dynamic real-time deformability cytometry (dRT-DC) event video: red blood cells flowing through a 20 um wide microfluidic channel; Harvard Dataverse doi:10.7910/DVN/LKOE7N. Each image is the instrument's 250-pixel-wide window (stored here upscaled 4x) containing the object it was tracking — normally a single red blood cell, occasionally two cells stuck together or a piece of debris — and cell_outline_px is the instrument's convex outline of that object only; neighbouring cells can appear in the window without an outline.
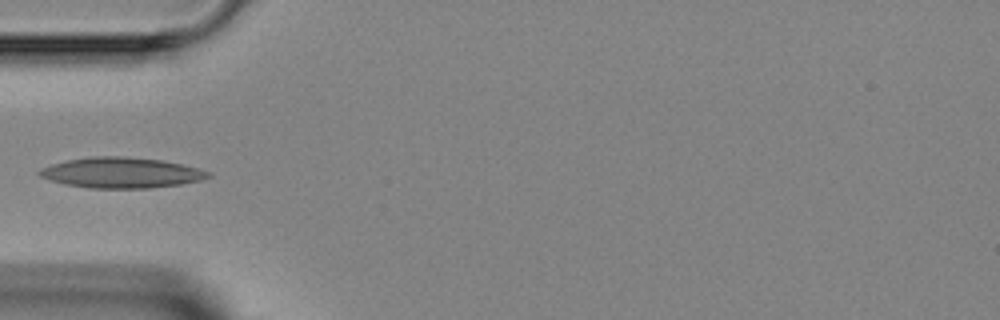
{"species": "Egyptian fruit bat (a non-hibernating species)", "species_latin": "Rousettus aegyptiacus", "temperature_condition": "room temperature", "stored_images_in_passage": 4, "camera_frame_rate_fps": 3000, "um_per_image_px": 0.085, "animal": {"sex": "female"}, "frame": {"image": 1, "passage_image": 4, "time_ms": 3.667, "image_size_px": [1000, 320], "cell_outline_px": [[212, 176], [200, 180], [180, 184], [148, 188], [88, 188], [64, 184], [40, 176], [36, 172], [40, 168], [52, 164], [68, 160], [92, 156], [124, 156], [160, 160], [180, 164], [212, 172]], "centroid_in_image_um": [10.29, 14.68], "position_along_channel_um": 74.7, "area_um2": 29.88}}